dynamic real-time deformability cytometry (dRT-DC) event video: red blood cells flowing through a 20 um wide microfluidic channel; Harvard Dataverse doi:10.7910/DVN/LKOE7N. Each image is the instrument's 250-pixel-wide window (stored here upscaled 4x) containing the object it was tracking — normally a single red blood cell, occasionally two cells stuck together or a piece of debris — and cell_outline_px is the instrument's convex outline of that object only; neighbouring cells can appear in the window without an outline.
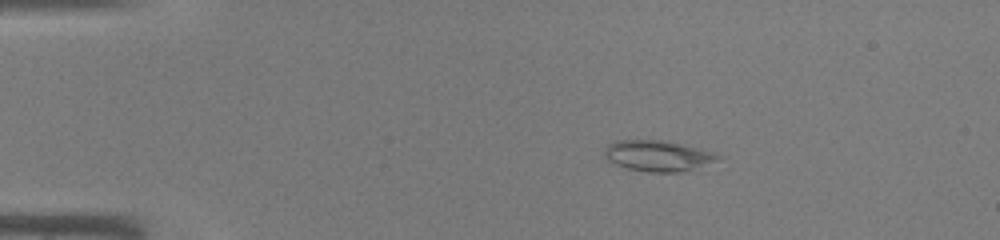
{"species": "common noctule bat (a hibernating species)", "species_latin": "Nyctalus noctula", "temperature_condition": "warm", "stored_images_in_passage": 42, "camera_frame_rate_fps": 3000, "um_per_image_px": 0.085, "animal": {"sex": "male", "body_mass_g": 19.0, "forearm_length_mm": 50.8}, "frame": {"image": 1, "passage_image": 6, "time_ms": 1.667, "image_size_px": [1000, 240], "cell_outline_px": [[708, 156], [684, 168], [636, 168], [620, 164], [612, 148], [616, 144], [668, 144], [684, 148]], "centroid_in_image_um": [55.73, 13.26], "position_along_channel_um": 29.3, "area_um2": 13.01}}
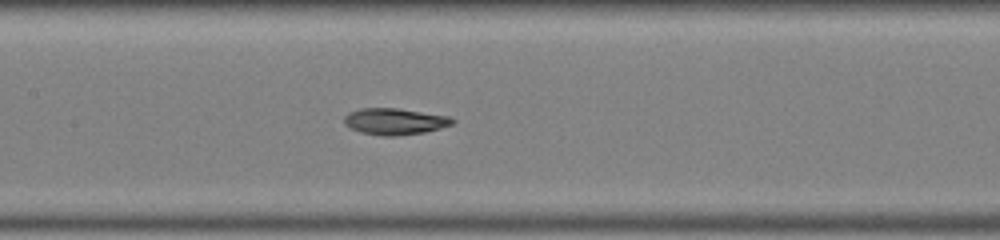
{"frame": {"image": 2, "passage_image": 20, "time_ms": 6.333, "image_size_px": [1000, 240], "cell_outline_px": [[452, 124], [420, 132], [364, 132], [352, 128], [344, 120], [352, 112], [368, 108], [392, 108], [440, 116], [452, 120]], "centroid_in_image_um": [33.5, 10.27], "position_along_channel_um": 173.9, "area_um2": 14.22}}
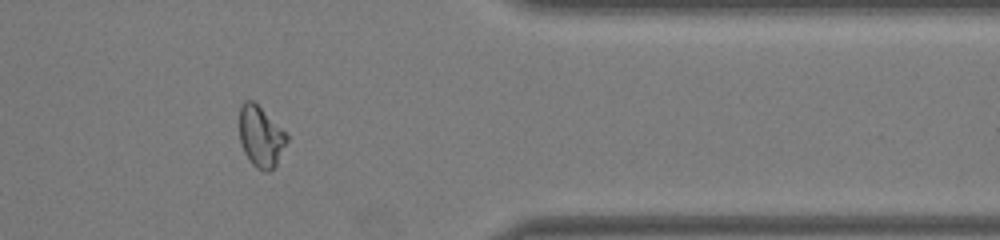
{"frame": {"image": 3, "passage_image": 35, "time_ms": 11.333, "image_size_px": [1000, 240], "cell_outline_px": [[288, 136], [272, 168], [260, 168], [248, 156], [244, 148], [240, 136], [240, 112], [244, 104], [248, 100], [256, 104]], "centroid_in_image_um": [22.14, 11.55], "position_along_channel_um": 389.3, "area_um2": 14.97}}